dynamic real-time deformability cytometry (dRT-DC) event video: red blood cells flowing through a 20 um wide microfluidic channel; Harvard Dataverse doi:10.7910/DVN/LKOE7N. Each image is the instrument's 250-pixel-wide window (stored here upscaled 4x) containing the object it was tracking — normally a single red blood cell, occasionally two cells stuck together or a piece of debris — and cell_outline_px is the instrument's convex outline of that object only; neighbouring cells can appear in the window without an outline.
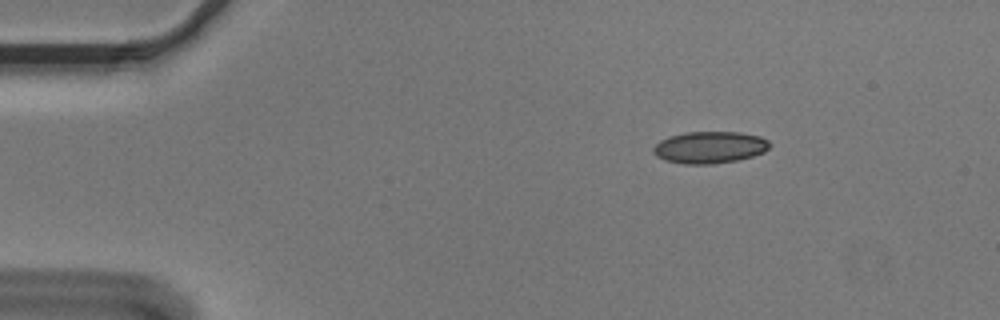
{"species": "Egyptian fruit bat (a non-hibernating species)", "species_latin": "Rousettus aegyptiacus", "temperature_condition": "cold", "stored_images_in_passage": 3, "camera_frame_rate_fps": 3000, "um_per_image_px": 0.085, "animal": {"sex": "male"}, "frame": {"image": 1, "passage_image": 1, "time_ms": 0.0, "image_size_px": [1000, 320], "cell_outline_px": [[772, 144], [764, 152], [752, 156], [736, 160], [712, 164], [684, 164], [664, 160], [656, 156], [652, 152], [652, 148], [660, 140], [668, 136], [684, 132], [740, 132], [760, 136], [768, 140]], "centroid_in_image_um": [60.3, 12.52], "position_along_channel_um": 24.7, "area_um2": 21.79}}